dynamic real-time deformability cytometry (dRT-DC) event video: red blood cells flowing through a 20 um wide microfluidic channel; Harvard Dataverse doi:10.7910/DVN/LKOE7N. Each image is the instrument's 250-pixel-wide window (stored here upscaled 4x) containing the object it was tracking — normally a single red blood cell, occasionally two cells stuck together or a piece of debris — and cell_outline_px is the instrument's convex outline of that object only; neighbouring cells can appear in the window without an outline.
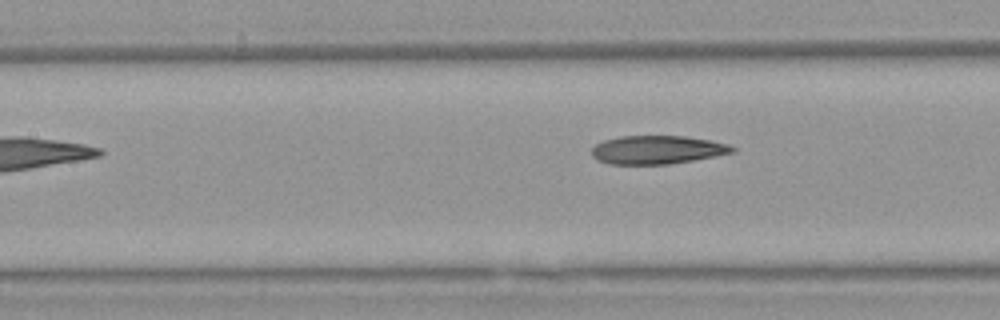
{"species": "Egyptian fruit bat (a non-hibernating species)", "species_latin": "Rousettus aegyptiacus", "temperature_condition": "warm", "stored_images_in_passage": 4, "camera_frame_rate_fps": 3000, "um_per_image_px": 0.085, "animal": {"sex": "female"}, "frame": {"image": 1, "passage_image": 4, "time_ms": 1.0, "image_size_px": [1000, 320], "cell_outline_px": [[736, 152], [716, 156], [668, 164], [608, 164], [596, 160], [592, 156], [592, 148], [596, 144], [604, 140], [620, 136], [684, 136], [708, 140], [728, 144], [736, 148]], "centroid_in_image_um": [55.85, 12.73], "position_along_channel_um": 151.6, "area_um2": 23.29}}